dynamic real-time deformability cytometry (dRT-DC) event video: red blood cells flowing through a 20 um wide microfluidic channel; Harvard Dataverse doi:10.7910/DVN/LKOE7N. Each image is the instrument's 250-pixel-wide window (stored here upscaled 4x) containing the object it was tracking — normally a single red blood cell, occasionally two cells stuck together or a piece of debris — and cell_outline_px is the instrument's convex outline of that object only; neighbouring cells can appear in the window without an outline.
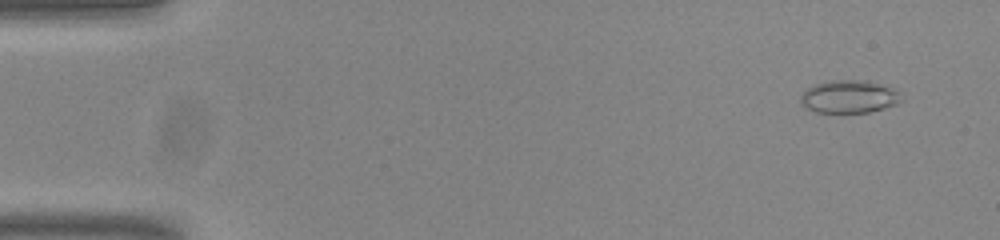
{"species": "common noctule bat (a hibernating species)", "species_latin": "Nyctalus noctula", "temperature_condition": "room temperature", "stored_images_in_passage": 52, "camera_frame_rate_fps": 3000, "um_per_image_px": 0.085, "animal": {"sex": "male", "body_mass_g": 20.0, "forearm_length_mm": 53.3}, "frame": {"image": 1, "passage_image": 2, "time_ms": 0.333, "image_size_px": [1000, 240], "cell_outline_px": [[904, 100], [896, 104], [884, 108], [868, 112], [816, 112], [800, 104], [800, 96], [808, 88], [816, 84], [832, 80], [864, 80], [880, 84], [892, 88], [900, 92]], "centroid_in_image_um": [72.2, 8.21], "position_along_channel_um": 12.8, "area_um2": 19.19}}
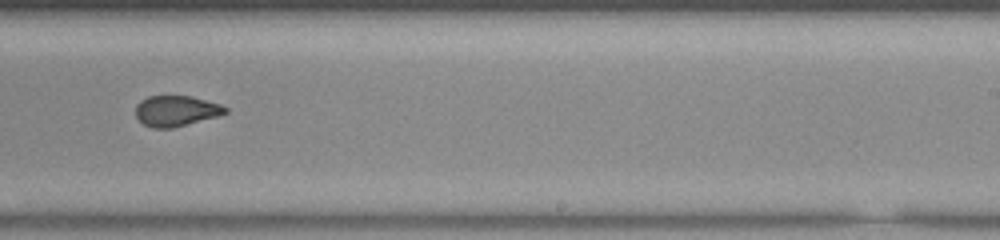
{"frame": {"image": 2, "passage_image": 32, "time_ms": 10.333, "image_size_px": [1000, 240], "cell_outline_px": [[228, 112], [216, 116], [172, 128], [152, 128], [144, 124], [136, 116], [136, 104], [140, 100], [148, 96], [192, 96], [220, 104], [228, 108]], "centroid_in_image_um": [14.95, 9.41], "position_along_channel_um": 274.1, "area_um2": 15.9}}
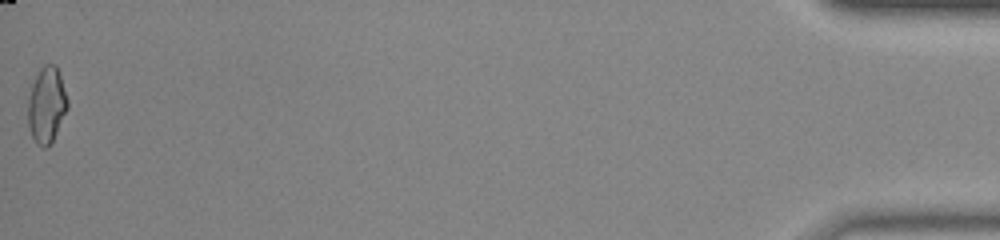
{"frame": {"image": 3, "passage_image": 52, "time_ms": 17.0, "image_size_px": [1000, 240], "cell_outline_px": [[68, 108], [52, 144], [48, 148], [40, 148], [36, 144], [32, 136], [28, 124], [28, 100], [32, 84], [40, 68], [44, 64], [56, 64], [60, 72], [68, 100]], "centroid_in_image_um": [3.98, 8.95], "position_along_channel_um": 431.2, "area_um2": 17.92}, "authors_computed_cell_mechanics": {"area_um2": 17.1377, "velocity_mm_per_s": 3.8387, "shape_relaxation_time_tau1_ms": null, "shape_relaxation_time_tau2_ms": 1.1544, "deformation_change_tau1": null, "deformation_change_tau2": 0.059}}